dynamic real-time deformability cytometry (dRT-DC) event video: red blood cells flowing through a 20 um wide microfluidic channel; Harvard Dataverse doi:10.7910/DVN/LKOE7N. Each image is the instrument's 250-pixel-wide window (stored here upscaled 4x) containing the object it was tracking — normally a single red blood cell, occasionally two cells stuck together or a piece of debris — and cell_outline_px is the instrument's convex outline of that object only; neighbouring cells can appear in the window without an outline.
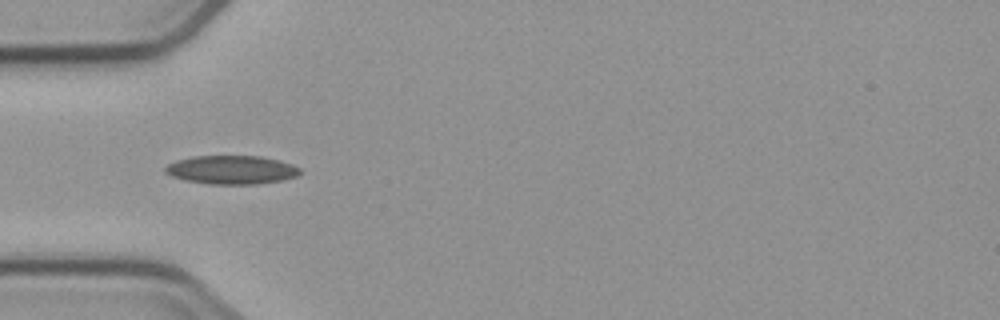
{"species": "common noctule bat (a hibernating species)", "species_latin": "Nyctalus noctula", "temperature_condition": "cold", "stored_images_in_passage": 5, "camera_frame_rate_fps": 3000, "um_per_image_px": 0.085, "animal": {"sex": "male", "body_mass_g": 23.1, "forearm_length_mm": 52.7}, "frame": {"image": 1, "passage_image": 5, "time_ms": 4.667, "image_size_px": [1000, 320], "cell_outline_px": [[300, 172], [296, 176], [284, 180], [256, 184], [208, 184], [184, 180], [172, 176], [164, 172], [164, 168], [168, 164], [176, 160], [192, 156], [260, 156], [280, 160], [292, 164], [300, 168]], "centroid_in_image_um": [19.67, 14.43], "position_along_channel_um": 65.3, "area_um2": 22.6}}